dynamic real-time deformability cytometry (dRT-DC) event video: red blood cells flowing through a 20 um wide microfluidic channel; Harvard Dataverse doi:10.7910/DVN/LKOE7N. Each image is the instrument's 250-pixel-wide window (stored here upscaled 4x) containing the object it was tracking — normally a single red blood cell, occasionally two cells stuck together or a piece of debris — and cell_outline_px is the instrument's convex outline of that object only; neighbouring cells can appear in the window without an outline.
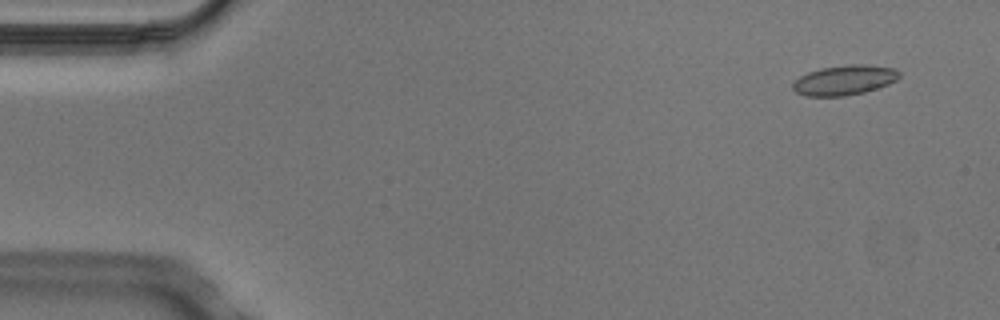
{"species": "Egyptian fruit bat (a non-hibernating species)", "species_latin": "Rousettus aegyptiacus", "temperature_condition": "cold", "stored_images_in_passage": 5, "camera_frame_rate_fps": 3000, "um_per_image_px": 0.085, "animal": {"sex": "male"}, "frame": {"image": 1, "passage_image": 2, "time_ms": 0.333, "image_size_px": [1000, 320], "cell_outline_px": [[900, 76], [896, 80], [888, 84], [864, 92], [844, 96], [804, 96], [796, 92], [792, 88], [792, 84], [800, 76], [808, 72], [820, 68], [852, 64], [864, 64], [896, 68], [900, 72]], "centroid_in_image_um": [71.77, 6.8], "position_along_channel_um": 13.2, "area_um2": 18.55}}
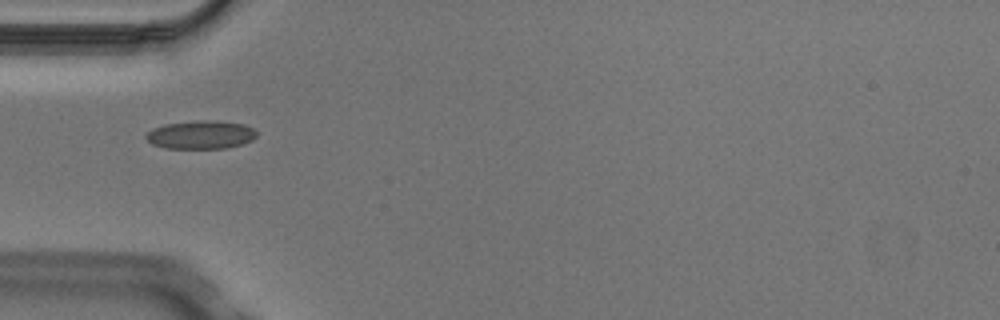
{"frame": {"image": 2, "passage_image": 5, "time_ms": 1.333, "image_size_px": [1000, 320], "cell_outline_px": [[256, 136], [252, 140], [240, 144], [224, 148], [164, 148], [152, 144], [144, 136], [152, 128], [164, 124], [196, 120], [216, 120], [244, 124], [252, 128], [256, 132]], "centroid_in_image_um": [17.04, 11.44], "position_along_channel_um": 68.0, "area_um2": 18.26}}